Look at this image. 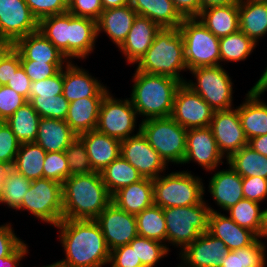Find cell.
<instances>
[{
	"label": "cell",
	"instance_id": "6da1fadb",
	"mask_svg": "<svg viewBox=\"0 0 267 267\" xmlns=\"http://www.w3.org/2000/svg\"><path fill=\"white\" fill-rule=\"evenodd\" d=\"M59 240L65 258L59 260L65 267H102L109 264L110 250L96 220L62 219Z\"/></svg>",
	"mask_w": 267,
	"mask_h": 267
},
{
	"label": "cell",
	"instance_id": "7a4b0ae2",
	"mask_svg": "<svg viewBox=\"0 0 267 267\" xmlns=\"http://www.w3.org/2000/svg\"><path fill=\"white\" fill-rule=\"evenodd\" d=\"M62 194L63 219L95 220L112 202L100 172L69 176Z\"/></svg>",
	"mask_w": 267,
	"mask_h": 267
},
{
	"label": "cell",
	"instance_id": "3957f363",
	"mask_svg": "<svg viewBox=\"0 0 267 267\" xmlns=\"http://www.w3.org/2000/svg\"><path fill=\"white\" fill-rule=\"evenodd\" d=\"M132 77L130 100L137 115L144 117L143 120L170 117L176 91L182 83L168 76L137 70Z\"/></svg>",
	"mask_w": 267,
	"mask_h": 267
},
{
	"label": "cell",
	"instance_id": "277c9868",
	"mask_svg": "<svg viewBox=\"0 0 267 267\" xmlns=\"http://www.w3.org/2000/svg\"><path fill=\"white\" fill-rule=\"evenodd\" d=\"M137 71L164 75L185 83L181 71H187L184 41L178 28H161L142 58L136 63Z\"/></svg>",
	"mask_w": 267,
	"mask_h": 267
},
{
	"label": "cell",
	"instance_id": "5b68a950",
	"mask_svg": "<svg viewBox=\"0 0 267 267\" xmlns=\"http://www.w3.org/2000/svg\"><path fill=\"white\" fill-rule=\"evenodd\" d=\"M203 200L186 207L163 208L166 224V242L182 251L200 234L208 231L209 214L213 208Z\"/></svg>",
	"mask_w": 267,
	"mask_h": 267
},
{
	"label": "cell",
	"instance_id": "8992f818",
	"mask_svg": "<svg viewBox=\"0 0 267 267\" xmlns=\"http://www.w3.org/2000/svg\"><path fill=\"white\" fill-rule=\"evenodd\" d=\"M204 193L202 178L192 175L191 171L172 172L153 180L154 205L162 209L199 204Z\"/></svg>",
	"mask_w": 267,
	"mask_h": 267
},
{
	"label": "cell",
	"instance_id": "52a82bcc",
	"mask_svg": "<svg viewBox=\"0 0 267 267\" xmlns=\"http://www.w3.org/2000/svg\"><path fill=\"white\" fill-rule=\"evenodd\" d=\"M140 131L167 165L169 162L183 164L187 129L180 126L171 116L142 120Z\"/></svg>",
	"mask_w": 267,
	"mask_h": 267
},
{
	"label": "cell",
	"instance_id": "ba28073f",
	"mask_svg": "<svg viewBox=\"0 0 267 267\" xmlns=\"http://www.w3.org/2000/svg\"><path fill=\"white\" fill-rule=\"evenodd\" d=\"M184 41L187 69L218 66L220 63L219 38L209 31L197 17L184 18L179 26Z\"/></svg>",
	"mask_w": 267,
	"mask_h": 267
},
{
	"label": "cell",
	"instance_id": "9c48e42d",
	"mask_svg": "<svg viewBox=\"0 0 267 267\" xmlns=\"http://www.w3.org/2000/svg\"><path fill=\"white\" fill-rule=\"evenodd\" d=\"M17 210L29 211L55 228L63 219L62 184L47 178L32 180Z\"/></svg>",
	"mask_w": 267,
	"mask_h": 267
},
{
	"label": "cell",
	"instance_id": "30bf717a",
	"mask_svg": "<svg viewBox=\"0 0 267 267\" xmlns=\"http://www.w3.org/2000/svg\"><path fill=\"white\" fill-rule=\"evenodd\" d=\"M194 75L193 80L185 84L198 93L215 111L235 108L232 107L233 83L223 65L197 67L189 70Z\"/></svg>",
	"mask_w": 267,
	"mask_h": 267
},
{
	"label": "cell",
	"instance_id": "8fae6325",
	"mask_svg": "<svg viewBox=\"0 0 267 267\" xmlns=\"http://www.w3.org/2000/svg\"><path fill=\"white\" fill-rule=\"evenodd\" d=\"M112 95L109 91L102 99L96 130L123 141L136 135L133 132L138 115L130 98L122 100Z\"/></svg>",
	"mask_w": 267,
	"mask_h": 267
},
{
	"label": "cell",
	"instance_id": "7c38bea8",
	"mask_svg": "<svg viewBox=\"0 0 267 267\" xmlns=\"http://www.w3.org/2000/svg\"><path fill=\"white\" fill-rule=\"evenodd\" d=\"M215 110L182 83L176 91L171 117L185 129L210 127Z\"/></svg>",
	"mask_w": 267,
	"mask_h": 267
},
{
	"label": "cell",
	"instance_id": "4fadbf2b",
	"mask_svg": "<svg viewBox=\"0 0 267 267\" xmlns=\"http://www.w3.org/2000/svg\"><path fill=\"white\" fill-rule=\"evenodd\" d=\"M137 134L121 141V156L127 160L143 178H158L166 166L158 152L148 143L147 138L140 131ZM161 173V174H160Z\"/></svg>",
	"mask_w": 267,
	"mask_h": 267
},
{
	"label": "cell",
	"instance_id": "5bb4252c",
	"mask_svg": "<svg viewBox=\"0 0 267 267\" xmlns=\"http://www.w3.org/2000/svg\"><path fill=\"white\" fill-rule=\"evenodd\" d=\"M109 250L129 244L138 236L136 216L111 202L95 219Z\"/></svg>",
	"mask_w": 267,
	"mask_h": 267
},
{
	"label": "cell",
	"instance_id": "9a60e30c",
	"mask_svg": "<svg viewBox=\"0 0 267 267\" xmlns=\"http://www.w3.org/2000/svg\"><path fill=\"white\" fill-rule=\"evenodd\" d=\"M38 24L25 0H0V39L15 43L38 31Z\"/></svg>",
	"mask_w": 267,
	"mask_h": 267
},
{
	"label": "cell",
	"instance_id": "2e32d148",
	"mask_svg": "<svg viewBox=\"0 0 267 267\" xmlns=\"http://www.w3.org/2000/svg\"><path fill=\"white\" fill-rule=\"evenodd\" d=\"M210 128L217 146L226 160L235 152L248 145V139L242 128L238 107L236 109L217 110L213 114Z\"/></svg>",
	"mask_w": 267,
	"mask_h": 267
},
{
	"label": "cell",
	"instance_id": "e0dca14e",
	"mask_svg": "<svg viewBox=\"0 0 267 267\" xmlns=\"http://www.w3.org/2000/svg\"><path fill=\"white\" fill-rule=\"evenodd\" d=\"M223 154L210 127L187 129L186 152L183 164L196 162L206 171H214L223 164Z\"/></svg>",
	"mask_w": 267,
	"mask_h": 267
},
{
	"label": "cell",
	"instance_id": "ac0fdd59",
	"mask_svg": "<svg viewBox=\"0 0 267 267\" xmlns=\"http://www.w3.org/2000/svg\"><path fill=\"white\" fill-rule=\"evenodd\" d=\"M229 251L222 240L205 232L179 252L178 267H220Z\"/></svg>",
	"mask_w": 267,
	"mask_h": 267
},
{
	"label": "cell",
	"instance_id": "d6986e66",
	"mask_svg": "<svg viewBox=\"0 0 267 267\" xmlns=\"http://www.w3.org/2000/svg\"><path fill=\"white\" fill-rule=\"evenodd\" d=\"M108 92L107 86L72 61L63 68L62 95L69 103L83 98H104Z\"/></svg>",
	"mask_w": 267,
	"mask_h": 267
},
{
	"label": "cell",
	"instance_id": "ffe728a7",
	"mask_svg": "<svg viewBox=\"0 0 267 267\" xmlns=\"http://www.w3.org/2000/svg\"><path fill=\"white\" fill-rule=\"evenodd\" d=\"M161 27L147 17L137 15L127 34L125 41L119 47L129 64H136L152 45Z\"/></svg>",
	"mask_w": 267,
	"mask_h": 267
},
{
	"label": "cell",
	"instance_id": "44dd1931",
	"mask_svg": "<svg viewBox=\"0 0 267 267\" xmlns=\"http://www.w3.org/2000/svg\"><path fill=\"white\" fill-rule=\"evenodd\" d=\"M207 232L222 240L230 251L247 247L257 239L252 231L242 228L228 215L214 209L209 214Z\"/></svg>",
	"mask_w": 267,
	"mask_h": 267
},
{
	"label": "cell",
	"instance_id": "7402d4cb",
	"mask_svg": "<svg viewBox=\"0 0 267 267\" xmlns=\"http://www.w3.org/2000/svg\"><path fill=\"white\" fill-rule=\"evenodd\" d=\"M78 137L86 146L94 172H101L120 155L121 141L96 129L82 133Z\"/></svg>",
	"mask_w": 267,
	"mask_h": 267
},
{
	"label": "cell",
	"instance_id": "603a6c76",
	"mask_svg": "<svg viewBox=\"0 0 267 267\" xmlns=\"http://www.w3.org/2000/svg\"><path fill=\"white\" fill-rule=\"evenodd\" d=\"M14 48L20 61H36L48 64H68L70 61L39 31L19 38Z\"/></svg>",
	"mask_w": 267,
	"mask_h": 267
},
{
	"label": "cell",
	"instance_id": "cb8c5ba5",
	"mask_svg": "<svg viewBox=\"0 0 267 267\" xmlns=\"http://www.w3.org/2000/svg\"><path fill=\"white\" fill-rule=\"evenodd\" d=\"M228 168L215 172L208 185L215 203L224 211L244 199L242 177L230 165Z\"/></svg>",
	"mask_w": 267,
	"mask_h": 267
},
{
	"label": "cell",
	"instance_id": "d4e9b609",
	"mask_svg": "<svg viewBox=\"0 0 267 267\" xmlns=\"http://www.w3.org/2000/svg\"><path fill=\"white\" fill-rule=\"evenodd\" d=\"M97 38V21L69 13V61L84 60L95 49Z\"/></svg>",
	"mask_w": 267,
	"mask_h": 267
},
{
	"label": "cell",
	"instance_id": "484cf974",
	"mask_svg": "<svg viewBox=\"0 0 267 267\" xmlns=\"http://www.w3.org/2000/svg\"><path fill=\"white\" fill-rule=\"evenodd\" d=\"M137 15L130 4L105 9L97 20V35L106 33L112 43L119 48L125 41Z\"/></svg>",
	"mask_w": 267,
	"mask_h": 267
},
{
	"label": "cell",
	"instance_id": "4316f807",
	"mask_svg": "<svg viewBox=\"0 0 267 267\" xmlns=\"http://www.w3.org/2000/svg\"><path fill=\"white\" fill-rule=\"evenodd\" d=\"M262 94L250 89L245 101L238 106L241 125L248 140L267 134V103L260 100Z\"/></svg>",
	"mask_w": 267,
	"mask_h": 267
},
{
	"label": "cell",
	"instance_id": "83f0119b",
	"mask_svg": "<svg viewBox=\"0 0 267 267\" xmlns=\"http://www.w3.org/2000/svg\"><path fill=\"white\" fill-rule=\"evenodd\" d=\"M111 200L120 209L136 216L154 204L153 180L142 178L123 187L111 196Z\"/></svg>",
	"mask_w": 267,
	"mask_h": 267
},
{
	"label": "cell",
	"instance_id": "f1b7e54d",
	"mask_svg": "<svg viewBox=\"0 0 267 267\" xmlns=\"http://www.w3.org/2000/svg\"><path fill=\"white\" fill-rule=\"evenodd\" d=\"M77 135L65 120L40 118L36 144L46 152H62L74 141Z\"/></svg>",
	"mask_w": 267,
	"mask_h": 267
},
{
	"label": "cell",
	"instance_id": "f546056e",
	"mask_svg": "<svg viewBox=\"0 0 267 267\" xmlns=\"http://www.w3.org/2000/svg\"><path fill=\"white\" fill-rule=\"evenodd\" d=\"M197 18L218 38L240 30L238 2L226 6L207 8L202 10Z\"/></svg>",
	"mask_w": 267,
	"mask_h": 267
},
{
	"label": "cell",
	"instance_id": "4dcf8cb0",
	"mask_svg": "<svg viewBox=\"0 0 267 267\" xmlns=\"http://www.w3.org/2000/svg\"><path fill=\"white\" fill-rule=\"evenodd\" d=\"M239 29L256 44L267 34V1L239 0Z\"/></svg>",
	"mask_w": 267,
	"mask_h": 267
},
{
	"label": "cell",
	"instance_id": "1f68e13d",
	"mask_svg": "<svg viewBox=\"0 0 267 267\" xmlns=\"http://www.w3.org/2000/svg\"><path fill=\"white\" fill-rule=\"evenodd\" d=\"M130 5L138 15L149 18L161 28H179L184 19L172 0H130Z\"/></svg>",
	"mask_w": 267,
	"mask_h": 267
},
{
	"label": "cell",
	"instance_id": "d6a6232c",
	"mask_svg": "<svg viewBox=\"0 0 267 267\" xmlns=\"http://www.w3.org/2000/svg\"><path fill=\"white\" fill-rule=\"evenodd\" d=\"M102 99L83 98L69 103L65 121L77 136L96 129Z\"/></svg>",
	"mask_w": 267,
	"mask_h": 267
},
{
	"label": "cell",
	"instance_id": "836d02e7",
	"mask_svg": "<svg viewBox=\"0 0 267 267\" xmlns=\"http://www.w3.org/2000/svg\"><path fill=\"white\" fill-rule=\"evenodd\" d=\"M45 157L46 151L38 144L34 142L21 143L12 169L31 181L43 178Z\"/></svg>",
	"mask_w": 267,
	"mask_h": 267
},
{
	"label": "cell",
	"instance_id": "e575fe53",
	"mask_svg": "<svg viewBox=\"0 0 267 267\" xmlns=\"http://www.w3.org/2000/svg\"><path fill=\"white\" fill-rule=\"evenodd\" d=\"M40 118V115L33 106L29 102H26L5 120V122L20 143H30L35 142Z\"/></svg>",
	"mask_w": 267,
	"mask_h": 267
},
{
	"label": "cell",
	"instance_id": "d590c367",
	"mask_svg": "<svg viewBox=\"0 0 267 267\" xmlns=\"http://www.w3.org/2000/svg\"><path fill=\"white\" fill-rule=\"evenodd\" d=\"M100 173L111 196L121 188L138 182L143 178L138 170L125 160L121 154Z\"/></svg>",
	"mask_w": 267,
	"mask_h": 267
},
{
	"label": "cell",
	"instance_id": "8d00e7d4",
	"mask_svg": "<svg viewBox=\"0 0 267 267\" xmlns=\"http://www.w3.org/2000/svg\"><path fill=\"white\" fill-rule=\"evenodd\" d=\"M226 161L241 177L259 176L267 179V156L248 145L233 153Z\"/></svg>",
	"mask_w": 267,
	"mask_h": 267
},
{
	"label": "cell",
	"instance_id": "74e56055",
	"mask_svg": "<svg viewBox=\"0 0 267 267\" xmlns=\"http://www.w3.org/2000/svg\"><path fill=\"white\" fill-rule=\"evenodd\" d=\"M38 31L69 60V13L52 15L39 21Z\"/></svg>",
	"mask_w": 267,
	"mask_h": 267
},
{
	"label": "cell",
	"instance_id": "f35d334b",
	"mask_svg": "<svg viewBox=\"0 0 267 267\" xmlns=\"http://www.w3.org/2000/svg\"><path fill=\"white\" fill-rule=\"evenodd\" d=\"M138 236L166 244V224L163 209L152 205L136 215Z\"/></svg>",
	"mask_w": 267,
	"mask_h": 267
},
{
	"label": "cell",
	"instance_id": "ab89813d",
	"mask_svg": "<svg viewBox=\"0 0 267 267\" xmlns=\"http://www.w3.org/2000/svg\"><path fill=\"white\" fill-rule=\"evenodd\" d=\"M256 43L240 30L219 38L220 62L244 61L256 48Z\"/></svg>",
	"mask_w": 267,
	"mask_h": 267
},
{
	"label": "cell",
	"instance_id": "60d3db41",
	"mask_svg": "<svg viewBox=\"0 0 267 267\" xmlns=\"http://www.w3.org/2000/svg\"><path fill=\"white\" fill-rule=\"evenodd\" d=\"M266 245L256 239L251 245L229 251L220 267H265Z\"/></svg>",
	"mask_w": 267,
	"mask_h": 267
},
{
	"label": "cell",
	"instance_id": "b9f144b4",
	"mask_svg": "<svg viewBox=\"0 0 267 267\" xmlns=\"http://www.w3.org/2000/svg\"><path fill=\"white\" fill-rule=\"evenodd\" d=\"M229 217L242 228L252 231L256 236L261 227L262 211L260 203L242 199L227 210Z\"/></svg>",
	"mask_w": 267,
	"mask_h": 267
},
{
	"label": "cell",
	"instance_id": "7bdbcfd3",
	"mask_svg": "<svg viewBox=\"0 0 267 267\" xmlns=\"http://www.w3.org/2000/svg\"><path fill=\"white\" fill-rule=\"evenodd\" d=\"M31 180L11 169L5 177L4 185L0 194V203L8 208L16 210L23 201V197L29 189Z\"/></svg>",
	"mask_w": 267,
	"mask_h": 267
},
{
	"label": "cell",
	"instance_id": "ee69618b",
	"mask_svg": "<svg viewBox=\"0 0 267 267\" xmlns=\"http://www.w3.org/2000/svg\"><path fill=\"white\" fill-rule=\"evenodd\" d=\"M129 245L135 246V254L143 267H155L160 259L170 252L169 245L141 236L135 237Z\"/></svg>",
	"mask_w": 267,
	"mask_h": 267
},
{
	"label": "cell",
	"instance_id": "f6af8a7d",
	"mask_svg": "<svg viewBox=\"0 0 267 267\" xmlns=\"http://www.w3.org/2000/svg\"><path fill=\"white\" fill-rule=\"evenodd\" d=\"M28 102L33 106L41 118L65 120L69 102L62 95L29 97Z\"/></svg>",
	"mask_w": 267,
	"mask_h": 267
},
{
	"label": "cell",
	"instance_id": "bcb514c9",
	"mask_svg": "<svg viewBox=\"0 0 267 267\" xmlns=\"http://www.w3.org/2000/svg\"><path fill=\"white\" fill-rule=\"evenodd\" d=\"M71 175L89 174L94 172L83 141L77 136L64 151Z\"/></svg>",
	"mask_w": 267,
	"mask_h": 267
},
{
	"label": "cell",
	"instance_id": "7dc6e473",
	"mask_svg": "<svg viewBox=\"0 0 267 267\" xmlns=\"http://www.w3.org/2000/svg\"><path fill=\"white\" fill-rule=\"evenodd\" d=\"M69 176V165L65 152H46L43 164V178L63 184Z\"/></svg>",
	"mask_w": 267,
	"mask_h": 267
},
{
	"label": "cell",
	"instance_id": "c3c4849f",
	"mask_svg": "<svg viewBox=\"0 0 267 267\" xmlns=\"http://www.w3.org/2000/svg\"><path fill=\"white\" fill-rule=\"evenodd\" d=\"M20 142L5 121H0V163L13 165Z\"/></svg>",
	"mask_w": 267,
	"mask_h": 267
},
{
	"label": "cell",
	"instance_id": "681fc988",
	"mask_svg": "<svg viewBox=\"0 0 267 267\" xmlns=\"http://www.w3.org/2000/svg\"><path fill=\"white\" fill-rule=\"evenodd\" d=\"M63 91V69L54 76L41 81L32 82L30 85V97L57 96Z\"/></svg>",
	"mask_w": 267,
	"mask_h": 267
},
{
	"label": "cell",
	"instance_id": "f907efd6",
	"mask_svg": "<svg viewBox=\"0 0 267 267\" xmlns=\"http://www.w3.org/2000/svg\"><path fill=\"white\" fill-rule=\"evenodd\" d=\"M28 100L16 93L7 85H2L0 89V121L7 120L19 107Z\"/></svg>",
	"mask_w": 267,
	"mask_h": 267
},
{
	"label": "cell",
	"instance_id": "816d5d0a",
	"mask_svg": "<svg viewBox=\"0 0 267 267\" xmlns=\"http://www.w3.org/2000/svg\"><path fill=\"white\" fill-rule=\"evenodd\" d=\"M21 67L32 82L41 81L48 77L54 76L59 70L67 64H48L36 61H20Z\"/></svg>",
	"mask_w": 267,
	"mask_h": 267
},
{
	"label": "cell",
	"instance_id": "f5cc1de1",
	"mask_svg": "<svg viewBox=\"0 0 267 267\" xmlns=\"http://www.w3.org/2000/svg\"><path fill=\"white\" fill-rule=\"evenodd\" d=\"M34 17L38 22L52 15L67 12V7L61 0H25Z\"/></svg>",
	"mask_w": 267,
	"mask_h": 267
},
{
	"label": "cell",
	"instance_id": "db71d44e",
	"mask_svg": "<svg viewBox=\"0 0 267 267\" xmlns=\"http://www.w3.org/2000/svg\"><path fill=\"white\" fill-rule=\"evenodd\" d=\"M244 199L261 203L267 198V179L259 176L242 177Z\"/></svg>",
	"mask_w": 267,
	"mask_h": 267
},
{
	"label": "cell",
	"instance_id": "11a10c76",
	"mask_svg": "<svg viewBox=\"0 0 267 267\" xmlns=\"http://www.w3.org/2000/svg\"><path fill=\"white\" fill-rule=\"evenodd\" d=\"M109 265L111 267H143L135 254V246L129 244L111 250Z\"/></svg>",
	"mask_w": 267,
	"mask_h": 267
},
{
	"label": "cell",
	"instance_id": "9f6ffc18",
	"mask_svg": "<svg viewBox=\"0 0 267 267\" xmlns=\"http://www.w3.org/2000/svg\"><path fill=\"white\" fill-rule=\"evenodd\" d=\"M101 0H74L67 12L78 17H86L97 21L103 12Z\"/></svg>",
	"mask_w": 267,
	"mask_h": 267
},
{
	"label": "cell",
	"instance_id": "6f0895ef",
	"mask_svg": "<svg viewBox=\"0 0 267 267\" xmlns=\"http://www.w3.org/2000/svg\"><path fill=\"white\" fill-rule=\"evenodd\" d=\"M19 238L11 223L0 225V258L9 256L24 242Z\"/></svg>",
	"mask_w": 267,
	"mask_h": 267
},
{
	"label": "cell",
	"instance_id": "680465c9",
	"mask_svg": "<svg viewBox=\"0 0 267 267\" xmlns=\"http://www.w3.org/2000/svg\"><path fill=\"white\" fill-rule=\"evenodd\" d=\"M20 67V54L13 48L0 63V85H7Z\"/></svg>",
	"mask_w": 267,
	"mask_h": 267
},
{
	"label": "cell",
	"instance_id": "91938a15",
	"mask_svg": "<svg viewBox=\"0 0 267 267\" xmlns=\"http://www.w3.org/2000/svg\"><path fill=\"white\" fill-rule=\"evenodd\" d=\"M31 83V79L26 75L24 69L20 67L16 73L13 74L7 86L29 100Z\"/></svg>",
	"mask_w": 267,
	"mask_h": 267
},
{
	"label": "cell",
	"instance_id": "94428289",
	"mask_svg": "<svg viewBox=\"0 0 267 267\" xmlns=\"http://www.w3.org/2000/svg\"><path fill=\"white\" fill-rule=\"evenodd\" d=\"M175 8L184 18L197 17L200 14L199 0H172Z\"/></svg>",
	"mask_w": 267,
	"mask_h": 267
},
{
	"label": "cell",
	"instance_id": "6125c7cd",
	"mask_svg": "<svg viewBox=\"0 0 267 267\" xmlns=\"http://www.w3.org/2000/svg\"><path fill=\"white\" fill-rule=\"evenodd\" d=\"M28 253V244L24 242L9 256L0 258V267H17Z\"/></svg>",
	"mask_w": 267,
	"mask_h": 267
},
{
	"label": "cell",
	"instance_id": "be15d7a7",
	"mask_svg": "<svg viewBox=\"0 0 267 267\" xmlns=\"http://www.w3.org/2000/svg\"><path fill=\"white\" fill-rule=\"evenodd\" d=\"M248 146L258 153L267 156V134L248 140Z\"/></svg>",
	"mask_w": 267,
	"mask_h": 267
},
{
	"label": "cell",
	"instance_id": "e7e4bbea",
	"mask_svg": "<svg viewBox=\"0 0 267 267\" xmlns=\"http://www.w3.org/2000/svg\"><path fill=\"white\" fill-rule=\"evenodd\" d=\"M200 1V12L207 8L226 6L233 3H237L239 0H199Z\"/></svg>",
	"mask_w": 267,
	"mask_h": 267
},
{
	"label": "cell",
	"instance_id": "03108f58",
	"mask_svg": "<svg viewBox=\"0 0 267 267\" xmlns=\"http://www.w3.org/2000/svg\"><path fill=\"white\" fill-rule=\"evenodd\" d=\"M13 48L14 42L7 39H0V63Z\"/></svg>",
	"mask_w": 267,
	"mask_h": 267
},
{
	"label": "cell",
	"instance_id": "003e7915",
	"mask_svg": "<svg viewBox=\"0 0 267 267\" xmlns=\"http://www.w3.org/2000/svg\"><path fill=\"white\" fill-rule=\"evenodd\" d=\"M103 9L123 7L130 4V0H101Z\"/></svg>",
	"mask_w": 267,
	"mask_h": 267
},
{
	"label": "cell",
	"instance_id": "a7ac6f4b",
	"mask_svg": "<svg viewBox=\"0 0 267 267\" xmlns=\"http://www.w3.org/2000/svg\"><path fill=\"white\" fill-rule=\"evenodd\" d=\"M251 89L262 93L267 91V67L264 69L262 76Z\"/></svg>",
	"mask_w": 267,
	"mask_h": 267
},
{
	"label": "cell",
	"instance_id": "89a4df30",
	"mask_svg": "<svg viewBox=\"0 0 267 267\" xmlns=\"http://www.w3.org/2000/svg\"><path fill=\"white\" fill-rule=\"evenodd\" d=\"M267 239V208L262 211L261 227L257 234V239Z\"/></svg>",
	"mask_w": 267,
	"mask_h": 267
},
{
	"label": "cell",
	"instance_id": "2644e50d",
	"mask_svg": "<svg viewBox=\"0 0 267 267\" xmlns=\"http://www.w3.org/2000/svg\"><path fill=\"white\" fill-rule=\"evenodd\" d=\"M12 166L6 163H0V194L4 185L5 177L8 175Z\"/></svg>",
	"mask_w": 267,
	"mask_h": 267
},
{
	"label": "cell",
	"instance_id": "8c879c8a",
	"mask_svg": "<svg viewBox=\"0 0 267 267\" xmlns=\"http://www.w3.org/2000/svg\"><path fill=\"white\" fill-rule=\"evenodd\" d=\"M42 267H65V266L62 263H60L59 261H57L53 264L42 266Z\"/></svg>",
	"mask_w": 267,
	"mask_h": 267
},
{
	"label": "cell",
	"instance_id": "753ad0ef",
	"mask_svg": "<svg viewBox=\"0 0 267 267\" xmlns=\"http://www.w3.org/2000/svg\"><path fill=\"white\" fill-rule=\"evenodd\" d=\"M61 1L68 8L74 0H61Z\"/></svg>",
	"mask_w": 267,
	"mask_h": 267
}]
</instances>
